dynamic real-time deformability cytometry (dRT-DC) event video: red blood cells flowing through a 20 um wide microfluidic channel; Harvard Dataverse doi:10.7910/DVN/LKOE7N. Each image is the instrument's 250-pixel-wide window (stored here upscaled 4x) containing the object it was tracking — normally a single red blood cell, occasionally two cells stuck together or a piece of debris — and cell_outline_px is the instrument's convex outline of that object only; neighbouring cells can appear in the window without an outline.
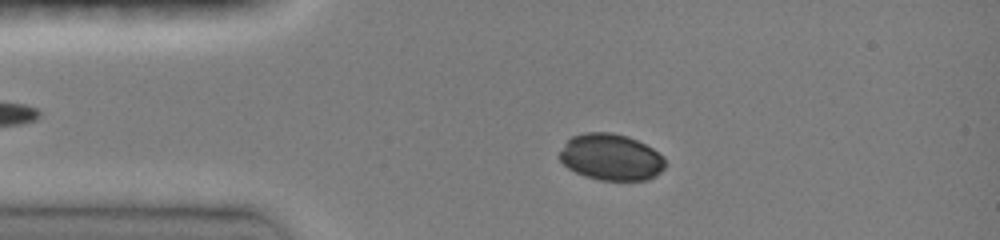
{"species": "common noctule bat (a hibernating species)", "species_latin": "Nyctalus noctula", "temperature_condition": "room temperature", "stored_images_in_passage": 37, "camera_frame_rate_fps": 3000, "um_per_image_px": 0.085, "animal": {"sex": "female", "body_mass_g": 19.0, "forearm_length_mm": 51.5}, "frame": {"image": 1, "passage_image": 4, "time_ms": 1.0, "image_size_px": [1000, 240], "cell_outline_px": [[664, 168], [656, 176], [648, 180], [600, 180], [584, 176], [568, 168], [560, 160], [560, 152], [564, 144], [572, 136], [584, 132], [612, 132], [628, 136], [652, 148], [664, 156]], "centroid_in_image_um": [51.94, 13.35], "position_along_channel_um": 33.1, "area_um2": 28.61}}
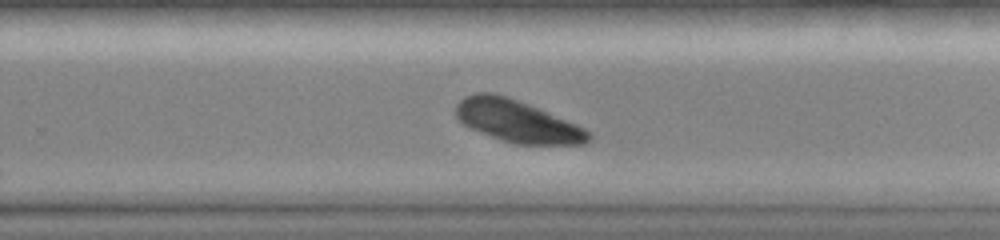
{"frame": {"image": 2, "passage_image": 25, "time_ms": 8.0, "image_size_px": [1000, 240], "cell_outline_px": [[592, 140], [584, 144], [512, 144], [468, 128], [456, 116], [456, 104], [464, 96], [476, 92], [492, 92], [508, 96], [548, 112], [576, 124], [592, 132]], "centroid_in_image_um": [43.96, 10.3], "position_along_channel_um": 285.8, "area_um2": 32.77}}
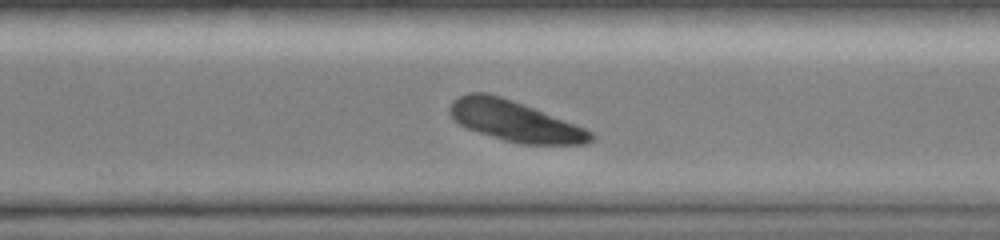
{"frame": {"image": 3, "passage_image": 28, "time_ms": 9.0, "image_size_px": [1000, 240], "cell_outline_px": [[596, 136], [592, 140], [584, 144], [520, 144], [504, 140], [468, 128], [460, 124], [448, 112], [448, 108], [452, 100], [468, 92], [488, 92], [524, 104], [584, 128], [592, 132]], "centroid_in_image_um": [43.74, 10.28], "position_along_channel_um": 326.9, "area_um2": 33.0}}